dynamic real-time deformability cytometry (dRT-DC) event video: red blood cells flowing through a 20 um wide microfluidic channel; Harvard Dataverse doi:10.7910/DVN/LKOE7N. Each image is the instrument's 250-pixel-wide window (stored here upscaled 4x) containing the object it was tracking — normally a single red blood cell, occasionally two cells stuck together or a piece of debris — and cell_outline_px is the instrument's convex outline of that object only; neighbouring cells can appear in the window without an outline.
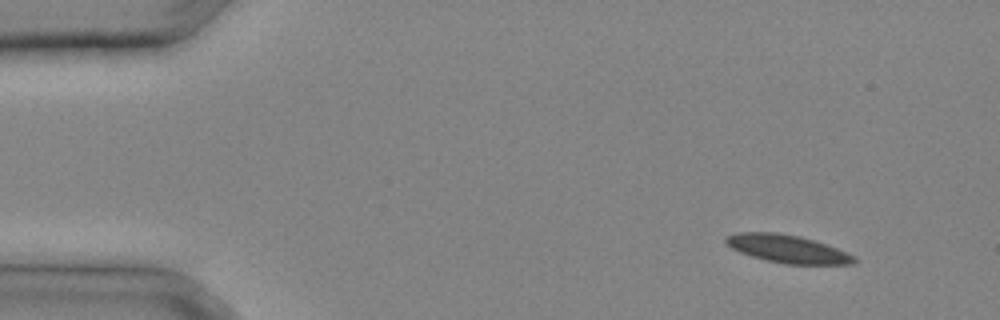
{"species": "common noctule bat (a hibernating species)", "species_latin": "Nyctalus noctula", "temperature_condition": "cold", "stored_images_in_passage": 29, "camera_frame_rate_fps": 3000, "um_per_image_px": 0.085, "animal": {"sex": "male", "body_mass_g": 20.4}, "frame": {"image": 1, "passage_image": 1, "time_ms": 0.0, "image_size_px": [1000, 320], "cell_outline_px": [[856, 260], [852, 264], [784, 264], [764, 260], [740, 252], [732, 248], [724, 240], [724, 236], [736, 232], [776, 232], [800, 236], [836, 248], [856, 256]], "centroid_in_image_um": [66.89, 21.15], "position_along_channel_um": 18.1, "area_um2": 20.81}}
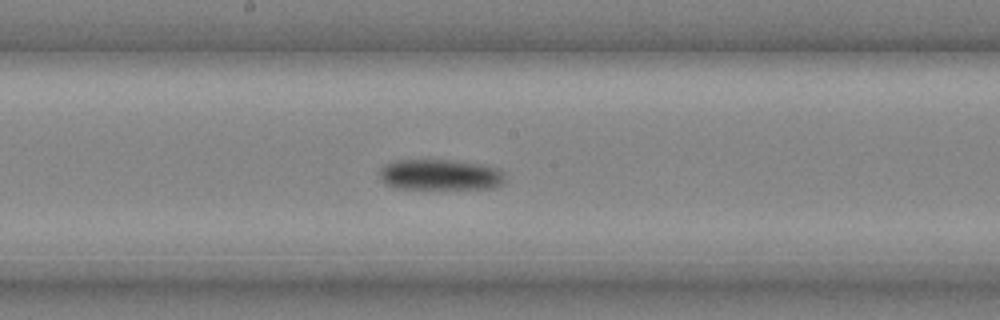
{"frame": {"image": 2, "passage_image": 15, "time_ms": 4.667, "image_size_px": [1000, 320], "cell_outline_px": [[508, 180], [504, 184], [496, 188], [396, 188], [384, 184], [380, 180], [380, 168], [384, 164], [392, 160], [448, 160], [484, 164], [500, 172]], "centroid_in_image_um": [37.38, 14.85], "position_along_channel_um": 210.8, "area_um2": 22.6}}
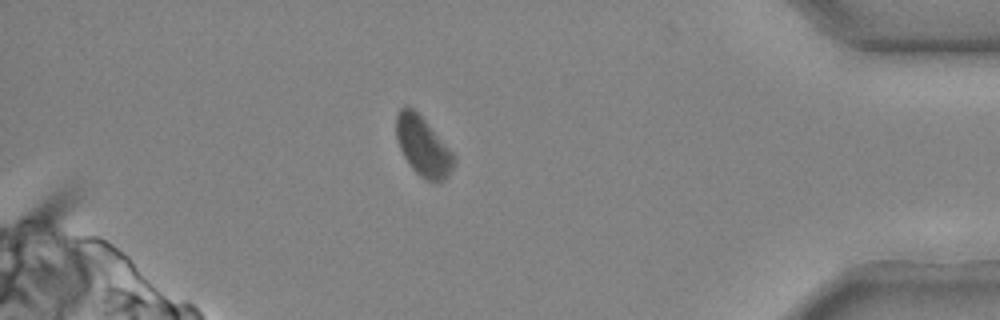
{"frame": {"image": 3, "passage_image": 26, "time_ms": 8.333, "image_size_px": [1000, 320], "cell_outline_px": [[456, 160], [448, 176], [444, 180], [428, 180], [420, 176], [412, 168], [404, 156], [400, 148], [396, 136], [396, 116], [400, 108], [408, 104], [424, 120], [456, 156]], "centroid_in_image_um": [35.94, 12.42], "position_along_channel_um": 399.3, "area_um2": 19.54}}